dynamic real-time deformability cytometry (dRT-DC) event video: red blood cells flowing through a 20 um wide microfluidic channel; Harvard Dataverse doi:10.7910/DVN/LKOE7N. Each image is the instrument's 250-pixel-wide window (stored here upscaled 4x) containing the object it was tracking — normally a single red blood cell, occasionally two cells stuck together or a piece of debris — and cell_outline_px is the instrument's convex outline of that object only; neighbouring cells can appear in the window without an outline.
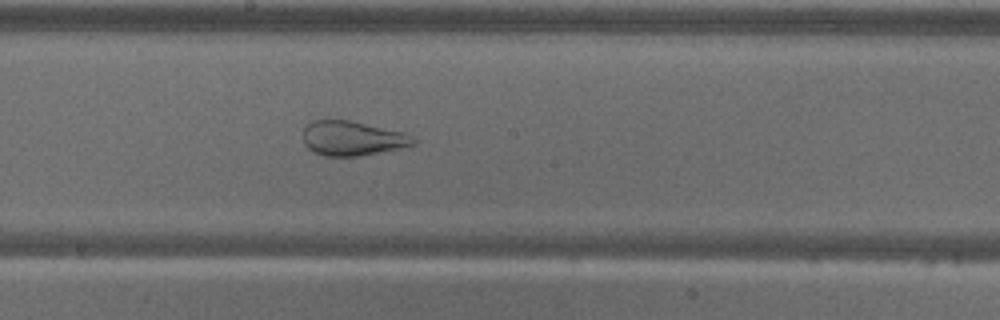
{"species": "common noctule bat (a hibernating species)", "species_latin": "Nyctalus noctula", "temperature_condition": "warm", "stored_images_in_passage": 50, "camera_frame_rate_fps": 3000, "um_per_image_px": 0.085, "animal": {"sex": "male", "body_mass_g": 18.8}, "frame": {"image": 1, "passage_image": 24, "time_ms": 7.667, "image_size_px": [1000, 320], "cell_outline_px": [[416, 144], [400, 148], [360, 156], [324, 156], [308, 148], [304, 144], [304, 128], [312, 120], [348, 120], [408, 132], [416, 140]], "centroid_in_image_um": [30.0, 11.75], "position_along_channel_um": 218.2, "area_um2": 22.31}}
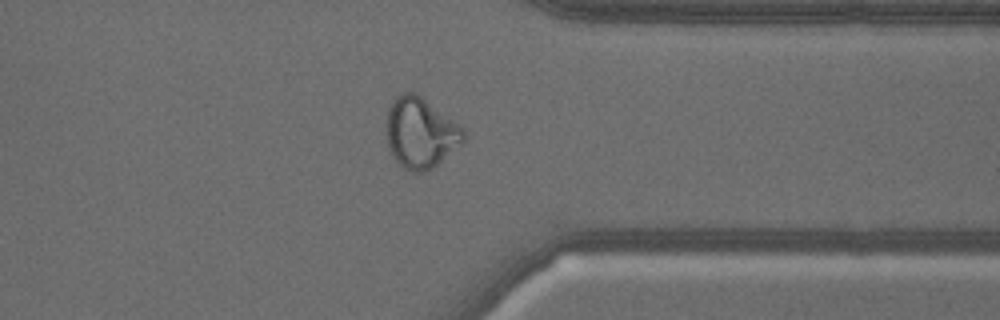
{"frame": {"image": 2, "passage_image": 38, "time_ms": 12.333, "image_size_px": [1000, 320], "cell_outline_px": [[468, 136], [460, 144], [432, 168], [420, 172], [412, 172], [400, 168], [392, 156], [388, 148], [388, 108], [396, 96], [404, 92], [416, 92], [460, 124], [464, 128]], "centroid_in_image_um": [35.76, 11.29], "position_along_channel_um": 375.6, "area_um2": 31.73}}
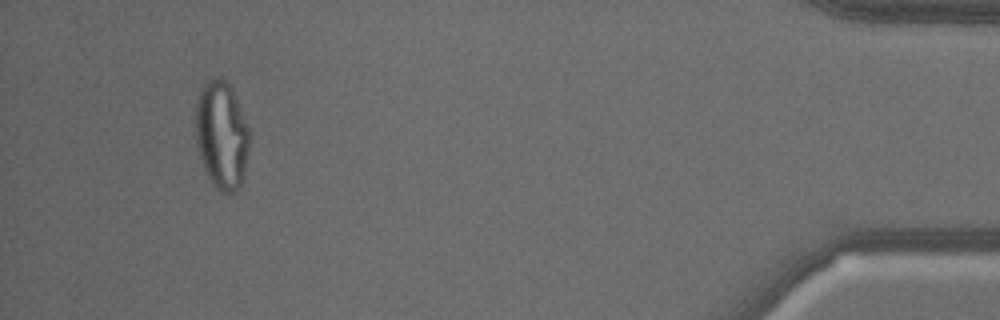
{"frame": {"image": 3, "passage_image": 47, "time_ms": 15.333, "image_size_px": [1000, 320], "cell_outline_px": [[248, 152], [244, 176], [240, 188], [232, 192], [220, 192], [212, 184], [204, 168], [196, 144], [196, 100], [200, 88], [212, 76], [220, 76], [232, 88], [248, 128]], "centroid_in_image_um": [18.82, 11.47], "position_along_channel_um": 416.4, "area_um2": 33.87}}